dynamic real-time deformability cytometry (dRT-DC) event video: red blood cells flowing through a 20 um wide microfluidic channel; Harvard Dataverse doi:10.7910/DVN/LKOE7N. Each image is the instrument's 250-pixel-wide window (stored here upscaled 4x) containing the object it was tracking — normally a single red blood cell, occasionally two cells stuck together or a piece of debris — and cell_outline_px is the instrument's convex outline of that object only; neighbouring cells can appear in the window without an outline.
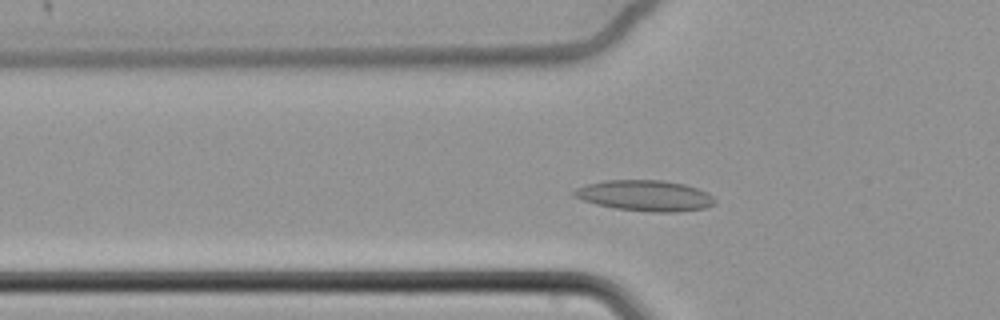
{"species": "common noctule bat (a hibernating species)", "species_latin": "Nyctalus noctula", "temperature_condition": "cold", "stored_images_in_passage": 58, "camera_frame_rate_fps": 3000, "um_per_image_px": 0.085, "animal": {"sex": "female", "body_mass_g": 22.7, "forearm_length_mm": 54.2}, "frame": {"image": 1, "passage_image": 17, "time_ms": 5.333, "image_size_px": [1000, 320], "cell_outline_px": [[716, 200], [712, 204], [704, 208], [676, 212], [656, 212], [616, 208], [596, 204], [572, 196], [572, 192], [576, 188], [584, 184], [604, 180], [664, 180], [684, 184], [708, 192]], "centroid_in_image_um": [54.8, 16.61], "position_along_channel_um": 71.0, "area_um2": 25.2}}
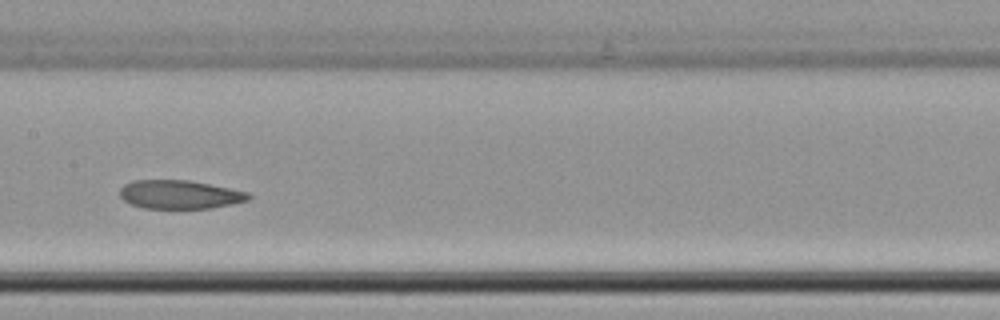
{"frame": {"image": 2, "passage_image": 28, "time_ms": 9.0, "image_size_px": [1000, 320], "cell_outline_px": [[252, 196], [248, 200], [232, 204], [212, 208], [144, 208], [132, 204], [124, 200], [120, 196], [120, 188], [124, 184], [132, 180], [188, 180], [248, 192]], "centroid_in_image_um": [15.26, 16.53], "position_along_channel_um": 192.1, "area_um2": 21.33}}
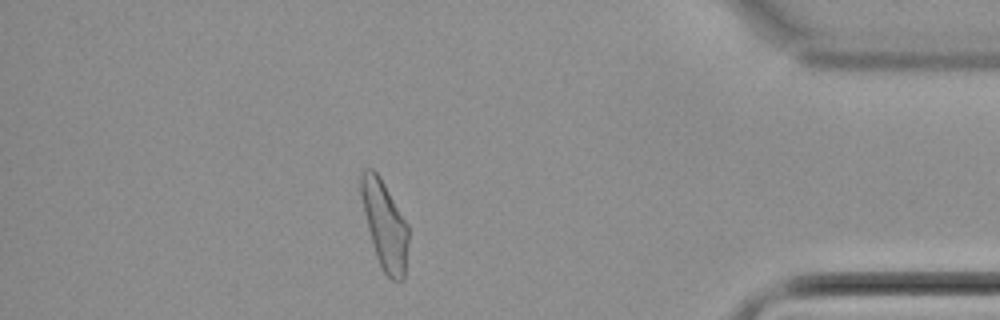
{"frame": {"image": 3, "passage_image": 50, "time_ms": 16.333, "image_size_px": [1000, 320], "cell_outline_px": [[408, 240], [404, 280], [392, 280], [384, 272], [376, 256], [372, 244], [368, 228], [360, 192], [360, 172], [364, 168], [372, 168], [380, 176], [408, 224]], "centroid_in_image_um": [32.69, 19.09], "position_along_channel_um": 402.5, "area_um2": 24.16}, "authors_computed_cell_mechanics": {"area_um2": 24.2182, "velocity_mm_per_s": 3.3723, "shape_relaxation_time_tau1_ms": null, "shape_relaxation_time_tau2_ms": 5.8301, "deformation_change_tau1": null, "deformation_change_tau2": 0.1087}}